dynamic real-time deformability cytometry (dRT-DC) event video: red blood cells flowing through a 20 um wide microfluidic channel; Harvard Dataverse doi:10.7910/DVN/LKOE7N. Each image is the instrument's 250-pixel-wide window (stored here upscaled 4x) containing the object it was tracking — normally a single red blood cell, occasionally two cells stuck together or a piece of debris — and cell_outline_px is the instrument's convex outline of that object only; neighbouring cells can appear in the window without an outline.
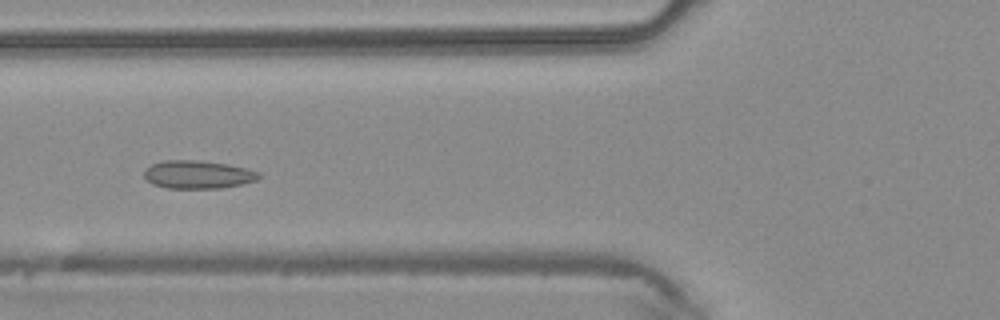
{"species": "common noctule bat (a hibernating species)", "species_latin": "Nyctalus noctula", "temperature_condition": "warm", "stored_images_in_passage": 45, "camera_frame_rate_fps": 3000, "um_per_image_px": 0.085, "animal": {"sex": "male", "body_mass_g": 20.4}, "frame": {"image": 1, "passage_image": 16, "time_ms": 5.0, "image_size_px": [1000, 320], "cell_outline_px": [[264, 176], [256, 180], [240, 184], [220, 188], [168, 188], [152, 184], [144, 176], [144, 168], [152, 164], [164, 160], [196, 160], [228, 164], [248, 168], [260, 172]], "centroid_in_image_um": [16.84, 14.83], "position_along_channel_um": 109.0, "area_um2": 18.9}}
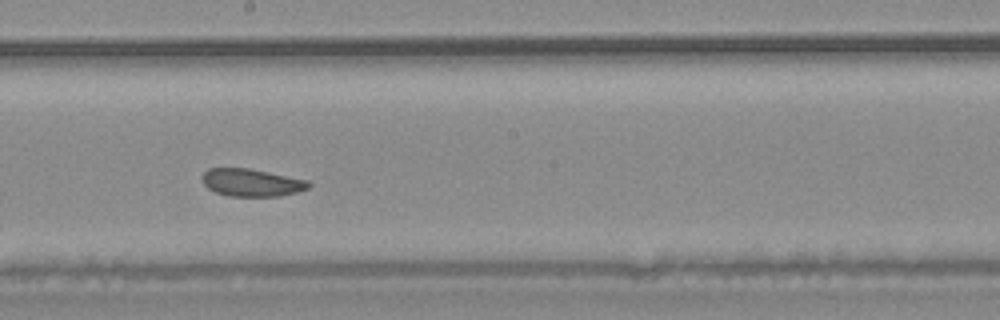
{"frame": {"image": 2, "passage_image": 24, "time_ms": 7.667, "image_size_px": [1000, 320], "cell_outline_px": [[312, 184], [308, 188], [296, 192], [280, 196], [228, 196], [216, 192], [208, 188], [204, 184], [204, 172], [208, 168], [248, 168], [308, 180]], "centroid_in_image_um": [21.41, 15.52], "position_along_channel_um": 226.8, "area_um2": 16.94}}
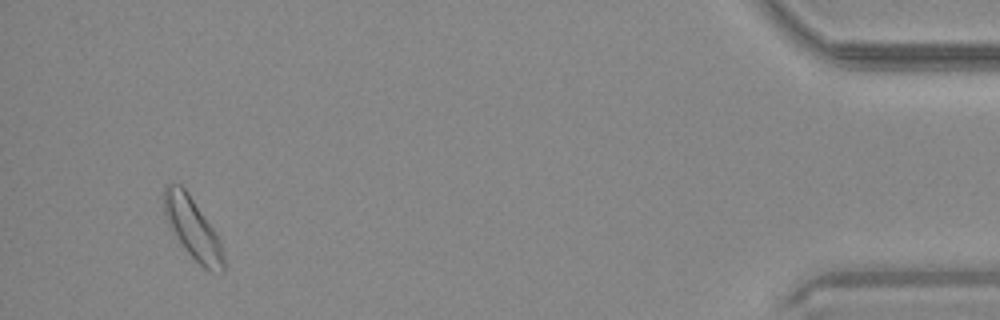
{"frame": {"image": 3, "passage_image": 42, "time_ms": 13.667, "image_size_px": [1000, 320], "cell_outline_px": [[224, 272], [220, 272], [204, 268], [188, 252], [176, 236], [164, 212], [164, 184], [180, 184], [188, 192], [220, 240], [224, 260]], "centroid_in_image_um": [16.38, 19.38], "position_along_channel_um": 418.8, "area_um2": 20.4}}